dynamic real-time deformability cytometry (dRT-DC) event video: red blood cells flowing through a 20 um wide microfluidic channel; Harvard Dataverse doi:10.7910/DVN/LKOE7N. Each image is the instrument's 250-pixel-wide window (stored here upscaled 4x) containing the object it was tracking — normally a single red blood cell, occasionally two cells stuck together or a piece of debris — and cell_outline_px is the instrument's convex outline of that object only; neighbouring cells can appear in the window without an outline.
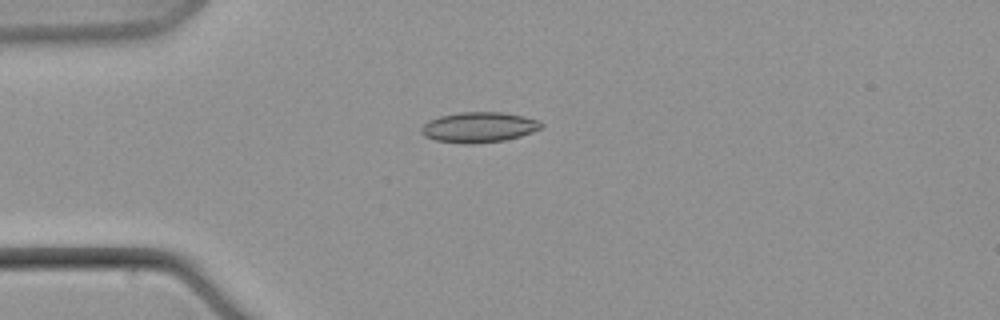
{"species": "common noctule bat (a hibernating species)", "species_latin": "Nyctalus noctula", "temperature_condition": "warm", "stored_images_in_passage": 3, "camera_frame_rate_fps": 3000, "um_per_image_px": 0.085, "animal": {"sex": "male", "body_mass_g": 21.5, "forearm_length_mm": 52.0}, "frame": {"image": 1, "passage_image": 1, "time_ms": 0.0, "image_size_px": [1000, 320], "cell_outline_px": [[544, 124], [540, 128], [532, 132], [520, 136], [504, 140], [472, 144], [464, 144], [436, 140], [424, 136], [420, 132], [420, 128], [428, 120], [440, 116], [460, 112], [500, 112], [524, 116], [540, 120]], "centroid_in_image_um": [40.69, 10.81], "position_along_channel_um": 44.3, "area_um2": 21.27}}
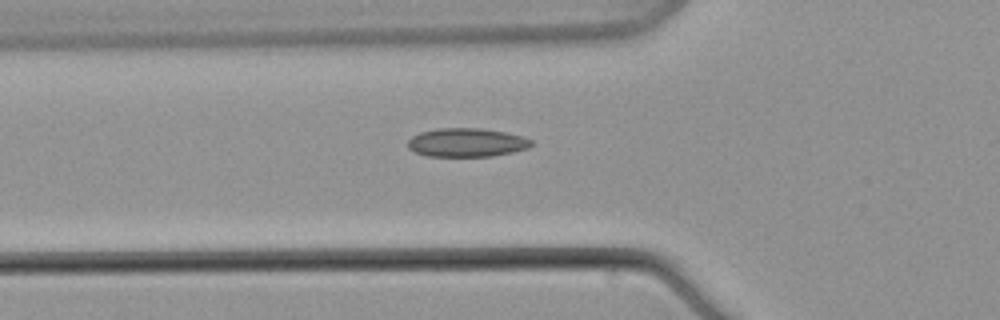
{"frame": {"image": 2, "passage_image": 3, "time_ms": 2.333, "image_size_px": [1000, 320], "cell_outline_px": [[532, 144], [528, 148], [512, 152], [492, 156], [428, 156], [416, 152], [408, 148], [408, 140], [412, 136], [420, 132], [436, 128], [480, 128], [504, 132], [520, 136], [532, 140]], "centroid_in_image_um": [39.64, 12.11], "position_along_channel_um": 86.2, "area_um2": 20.52}}